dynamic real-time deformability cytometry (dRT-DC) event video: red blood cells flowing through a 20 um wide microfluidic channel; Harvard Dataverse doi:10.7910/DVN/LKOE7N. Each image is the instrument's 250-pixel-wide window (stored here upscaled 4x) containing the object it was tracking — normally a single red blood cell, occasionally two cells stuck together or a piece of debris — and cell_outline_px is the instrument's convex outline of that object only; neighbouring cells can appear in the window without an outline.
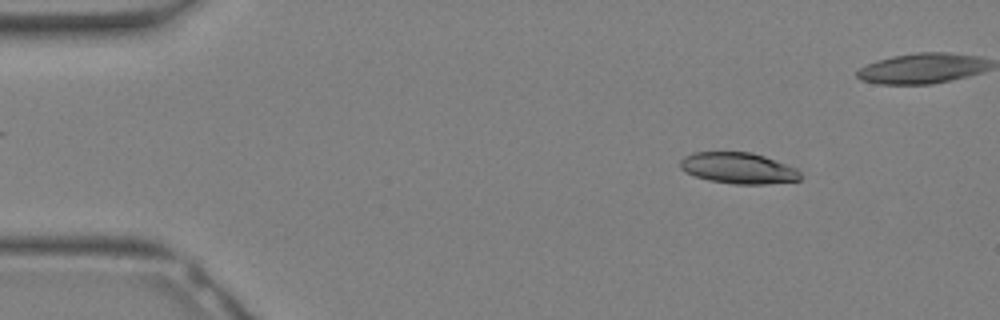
{"species": "Egyptian fruit bat (a non-hibernating species)", "species_latin": "Rousettus aegyptiacus", "temperature_condition": "warm", "stored_images_in_passage": 21, "camera_frame_rate_fps": 3000, "um_per_image_px": 0.085, "animal": {"sex": "female"}, "frame": {"image": 1, "passage_image": 4, "time_ms": 1.0, "image_size_px": [1000, 320], "cell_outline_px": [[800, 180], [764, 184], [732, 184], [708, 180], [696, 176], [680, 168], [680, 160], [684, 156], [692, 152], [752, 152], [764, 156], [796, 168], [800, 172]], "centroid_in_image_um": [62.74, 14.28], "position_along_channel_um": 22.3, "area_um2": 21.68}}
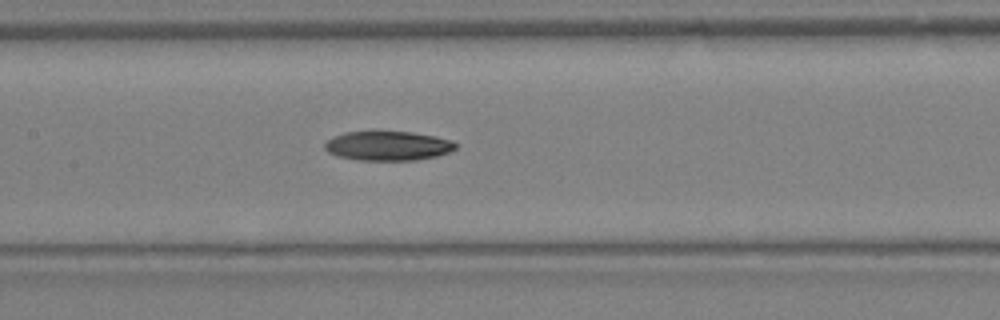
{"frame": {"image": 2, "passage_image": 15, "time_ms": 4.667, "image_size_px": [1000, 320], "cell_outline_px": [[456, 148], [448, 152], [436, 156], [416, 160], [356, 160], [340, 156], [328, 152], [324, 148], [324, 144], [332, 136], [344, 132], [412, 132], [452, 140], [456, 144]], "centroid_in_image_um": [32.95, 12.4], "position_along_channel_um": 174.5, "area_um2": 22.2}}
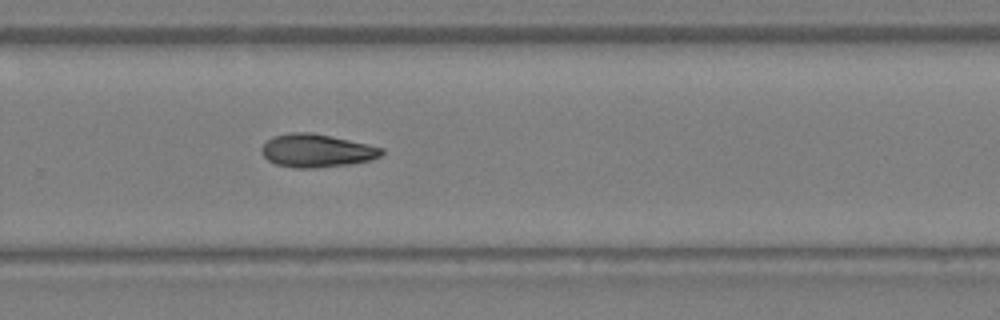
{"frame": {"image": 3, "passage_image": 21, "time_ms": 6.667, "image_size_px": [1000, 320], "cell_outline_px": [[384, 152], [380, 156], [368, 160], [348, 164], [316, 168], [296, 168], [276, 164], [268, 160], [260, 152], [260, 148], [272, 136], [288, 132], [312, 132], [368, 144], [384, 148]], "centroid_in_image_um": [26.88, 12.79], "position_along_channel_um": 302.9, "area_um2": 23.18}}